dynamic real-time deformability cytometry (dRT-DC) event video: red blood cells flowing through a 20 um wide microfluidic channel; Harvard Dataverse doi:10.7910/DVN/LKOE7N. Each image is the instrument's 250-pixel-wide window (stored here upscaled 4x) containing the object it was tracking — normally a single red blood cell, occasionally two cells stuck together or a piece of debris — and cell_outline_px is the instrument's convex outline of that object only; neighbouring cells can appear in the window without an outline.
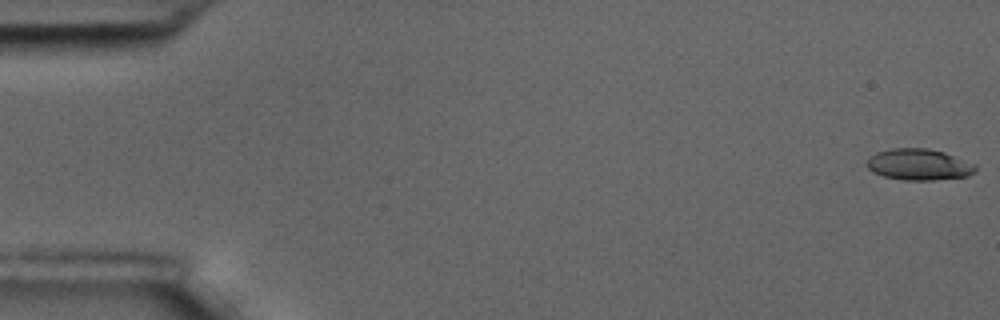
{"species": "common noctule bat (a hibernating species)", "species_latin": "Nyctalus noctula", "temperature_condition": "room temperature", "stored_images_in_passage": 5, "camera_frame_rate_fps": 3000, "um_per_image_px": 0.085, "animal": {"sex": "male", "body_mass_g": 17.5, "forearm_length_mm": 52.3}, "frame": {"image": 1, "passage_image": 1, "time_ms": 0.0, "image_size_px": [1000, 320], "cell_outline_px": [[976, 172], [968, 176], [932, 180], [904, 180], [884, 176], [872, 172], [868, 168], [868, 160], [876, 152], [892, 148], [928, 148], [944, 152], [976, 164]], "centroid_in_image_um": [78.14, 13.98], "position_along_channel_um": 6.9, "area_um2": 19.77}}
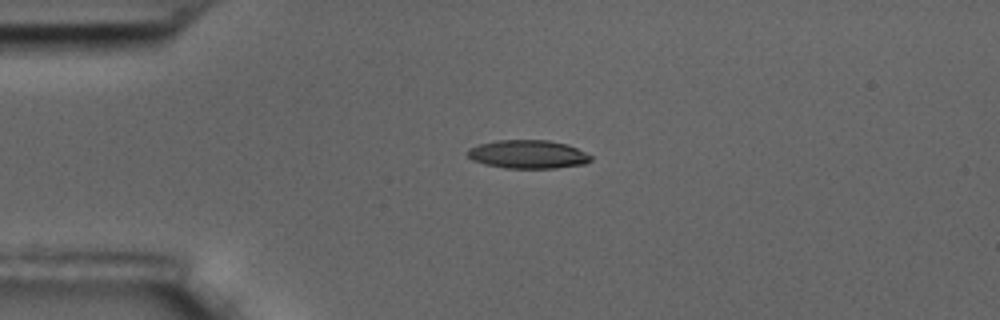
{"frame": {"image": 2, "passage_image": 4, "time_ms": 1.0, "image_size_px": [1000, 320], "cell_outline_px": [[592, 160], [584, 164], [556, 168], [504, 168], [484, 164], [472, 160], [468, 156], [468, 148], [480, 144], [496, 140], [548, 140], [568, 144], [592, 156]], "centroid_in_image_um": [44.87, 13.11], "position_along_channel_um": 40.1, "area_um2": 20.46}}